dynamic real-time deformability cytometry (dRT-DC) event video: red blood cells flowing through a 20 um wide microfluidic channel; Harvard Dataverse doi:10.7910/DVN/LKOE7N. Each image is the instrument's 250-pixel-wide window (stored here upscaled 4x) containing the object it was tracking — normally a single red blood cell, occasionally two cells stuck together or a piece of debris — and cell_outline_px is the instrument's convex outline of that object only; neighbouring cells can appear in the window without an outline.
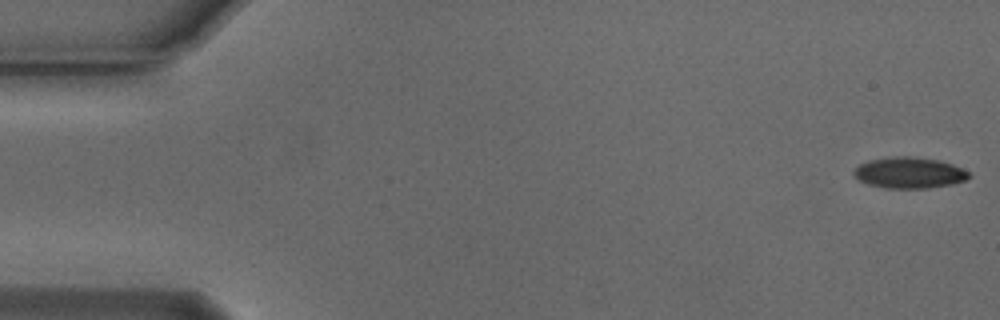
{"species": "Egyptian fruit bat (a non-hibernating species)", "species_latin": "Rousettus aegyptiacus", "temperature_condition": "cold", "stored_images_in_passage": 12, "camera_frame_rate_fps": 3000, "um_per_image_px": 0.085, "animal": {"sex": "male"}, "frame": {"image": 1, "passage_image": 1, "time_ms": 0.0, "image_size_px": [1000, 320], "cell_outline_px": [[972, 176], [964, 180], [952, 184], [928, 188], [884, 188], [868, 184], [860, 180], [852, 172], [860, 164], [868, 160], [896, 156], [908, 156], [940, 160], [952, 164], [968, 172]], "centroid_in_image_um": [77.29, 14.68], "position_along_channel_um": 7.7, "area_um2": 20.69}}